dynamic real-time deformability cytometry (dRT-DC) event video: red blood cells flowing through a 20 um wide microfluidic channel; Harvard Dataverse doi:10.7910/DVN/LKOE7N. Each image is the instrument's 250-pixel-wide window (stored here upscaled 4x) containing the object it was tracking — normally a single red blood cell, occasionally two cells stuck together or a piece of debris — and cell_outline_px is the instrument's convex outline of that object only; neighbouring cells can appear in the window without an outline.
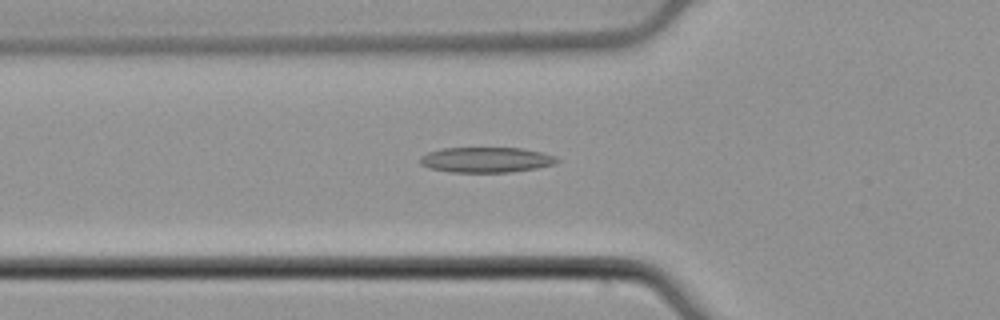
{"species": "common noctule bat (a hibernating species)", "species_latin": "Nyctalus noctula", "temperature_condition": "cold", "stored_images_in_passage": 48, "camera_frame_rate_fps": 3000, "um_per_image_px": 0.085, "animal": {"sex": "male", "body_mass_g": 21.5, "forearm_length_mm": 52.0}, "frame": {"image": 1, "passage_image": 17, "time_ms": 5.333, "image_size_px": [1000, 320], "cell_outline_px": [[560, 160], [552, 164], [536, 168], [508, 172], [448, 172], [432, 168], [420, 164], [420, 156], [428, 152], [440, 148], [520, 148], [540, 152], [556, 156]], "centroid_in_image_um": [41.29, 13.58], "position_along_channel_um": 84.5, "area_um2": 20.06}}
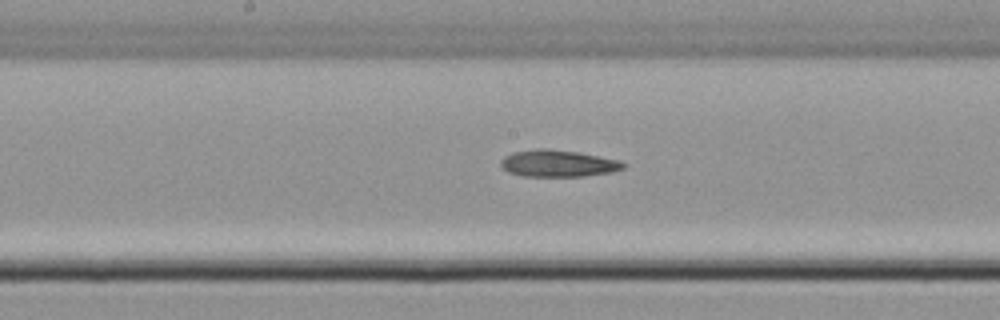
{"frame": {"image": 2, "passage_image": 26, "time_ms": 8.333, "image_size_px": [1000, 320], "cell_outline_px": [[624, 168], [612, 172], [584, 176], [524, 176], [508, 172], [500, 164], [500, 160], [504, 156], [512, 152], [536, 148], [548, 148], [576, 152], [620, 160], [624, 164]], "centroid_in_image_um": [47.4, 13.88], "position_along_channel_um": 200.8, "area_um2": 19.13}}
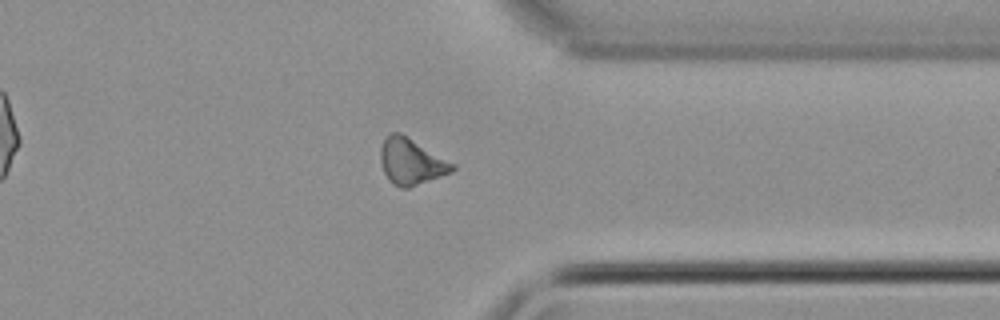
{"frame": {"image": 3, "passage_image": 40, "time_ms": 13.0, "image_size_px": [1000, 320], "cell_outline_px": [[456, 168], [452, 172], [408, 188], [400, 188], [392, 184], [388, 180], [384, 172], [380, 160], [380, 148], [384, 140], [392, 132], [400, 132], [456, 164]], "centroid_in_image_um": [34.95, 13.74], "position_along_channel_um": 376.4, "area_um2": 19.36}}